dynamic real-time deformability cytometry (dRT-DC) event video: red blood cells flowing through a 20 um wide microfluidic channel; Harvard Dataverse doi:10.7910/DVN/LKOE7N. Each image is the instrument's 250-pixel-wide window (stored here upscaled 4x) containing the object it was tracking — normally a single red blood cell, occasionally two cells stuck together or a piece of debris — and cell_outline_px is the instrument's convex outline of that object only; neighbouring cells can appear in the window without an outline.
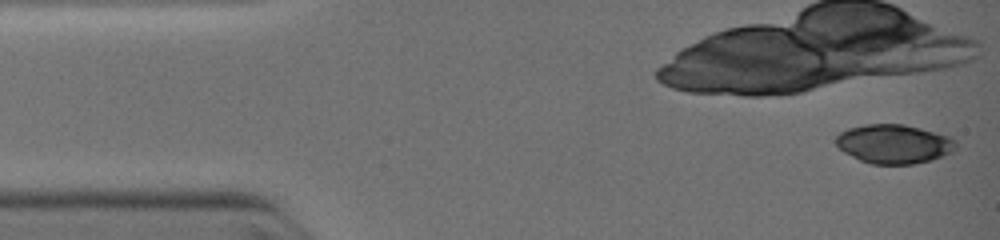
{"species": "common noctule bat (a hibernating species)", "species_latin": "Nyctalus noctula", "temperature_condition": "warm", "stored_images_in_passage": 7, "camera_frame_rate_fps": 3000, "um_per_image_px": 0.085, "animal": {"sex": "female", "body_mass_g": 19.0, "forearm_length_mm": 51.5}, "frame": {"image": 1, "passage_image": 1, "time_ms": 0.0, "image_size_px": [1000, 240], "cell_outline_px": [[956, 148], [952, 152], [932, 160], [912, 164], [872, 164], [860, 160], [844, 152], [836, 144], [836, 136], [840, 132], [848, 128], [868, 124], [904, 124], [952, 136], [956, 140]], "centroid_in_image_um": [76.01, 12.23], "position_along_channel_um": 9.0, "area_um2": 27.4}}